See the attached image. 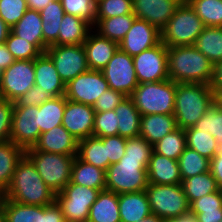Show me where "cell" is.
Returning a JSON list of instances; mask_svg holds the SVG:
<instances>
[{
	"label": "cell",
	"mask_w": 222,
	"mask_h": 222,
	"mask_svg": "<svg viewBox=\"0 0 222 222\" xmlns=\"http://www.w3.org/2000/svg\"><path fill=\"white\" fill-rule=\"evenodd\" d=\"M145 192L148 197L151 213L162 219L175 218L190 211V204L181 184H151Z\"/></svg>",
	"instance_id": "8"
},
{
	"label": "cell",
	"mask_w": 222,
	"mask_h": 222,
	"mask_svg": "<svg viewBox=\"0 0 222 222\" xmlns=\"http://www.w3.org/2000/svg\"><path fill=\"white\" fill-rule=\"evenodd\" d=\"M133 13L132 0H96V19Z\"/></svg>",
	"instance_id": "45"
},
{
	"label": "cell",
	"mask_w": 222,
	"mask_h": 222,
	"mask_svg": "<svg viewBox=\"0 0 222 222\" xmlns=\"http://www.w3.org/2000/svg\"><path fill=\"white\" fill-rule=\"evenodd\" d=\"M5 44L15 60H34L42 54L34 44L16 36L11 30Z\"/></svg>",
	"instance_id": "43"
},
{
	"label": "cell",
	"mask_w": 222,
	"mask_h": 222,
	"mask_svg": "<svg viewBox=\"0 0 222 222\" xmlns=\"http://www.w3.org/2000/svg\"><path fill=\"white\" fill-rule=\"evenodd\" d=\"M193 46L214 65L222 61V27L206 26Z\"/></svg>",
	"instance_id": "34"
},
{
	"label": "cell",
	"mask_w": 222,
	"mask_h": 222,
	"mask_svg": "<svg viewBox=\"0 0 222 222\" xmlns=\"http://www.w3.org/2000/svg\"><path fill=\"white\" fill-rule=\"evenodd\" d=\"M101 139L103 140L104 147H106L109 166L118 163L125 154L127 138L113 135L102 137Z\"/></svg>",
	"instance_id": "50"
},
{
	"label": "cell",
	"mask_w": 222,
	"mask_h": 222,
	"mask_svg": "<svg viewBox=\"0 0 222 222\" xmlns=\"http://www.w3.org/2000/svg\"><path fill=\"white\" fill-rule=\"evenodd\" d=\"M177 83L171 79L141 83L130 98L142 116L150 114H173Z\"/></svg>",
	"instance_id": "5"
},
{
	"label": "cell",
	"mask_w": 222,
	"mask_h": 222,
	"mask_svg": "<svg viewBox=\"0 0 222 222\" xmlns=\"http://www.w3.org/2000/svg\"><path fill=\"white\" fill-rule=\"evenodd\" d=\"M5 222H66V220L56 201L46 206H37L6 199Z\"/></svg>",
	"instance_id": "16"
},
{
	"label": "cell",
	"mask_w": 222,
	"mask_h": 222,
	"mask_svg": "<svg viewBox=\"0 0 222 222\" xmlns=\"http://www.w3.org/2000/svg\"><path fill=\"white\" fill-rule=\"evenodd\" d=\"M181 185L189 204L194 200L218 191V185L211 171L182 180Z\"/></svg>",
	"instance_id": "37"
},
{
	"label": "cell",
	"mask_w": 222,
	"mask_h": 222,
	"mask_svg": "<svg viewBox=\"0 0 222 222\" xmlns=\"http://www.w3.org/2000/svg\"><path fill=\"white\" fill-rule=\"evenodd\" d=\"M50 98H52V96L48 92L43 88L34 85L14 102V106H40Z\"/></svg>",
	"instance_id": "53"
},
{
	"label": "cell",
	"mask_w": 222,
	"mask_h": 222,
	"mask_svg": "<svg viewBox=\"0 0 222 222\" xmlns=\"http://www.w3.org/2000/svg\"><path fill=\"white\" fill-rule=\"evenodd\" d=\"M169 79L176 83L211 85L214 64L193 45L167 47Z\"/></svg>",
	"instance_id": "2"
},
{
	"label": "cell",
	"mask_w": 222,
	"mask_h": 222,
	"mask_svg": "<svg viewBox=\"0 0 222 222\" xmlns=\"http://www.w3.org/2000/svg\"><path fill=\"white\" fill-rule=\"evenodd\" d=\"M117 115L118 135L125 138L140 134L141 114L130 97H126L114 110Z\"/></svg>",
	"instance_id": "31"
},
{
	"label": "cell",
	"mask_w": 222,
	"mask_h": 222,
	"mask_svg": "<svg viewBox=\"0 0 222 222\" xmlns=\"http://www.w3.org/2000/svg\"><path fill=\"white\" fill-rule=\"evenodd\" d=\"M64 12L82 18L93 28L96 24V0H60Z\"/></svg>",
	"instance_id": "44"
},
{
	"label": "cell",
	"mask_w": 222,
	"mask_h": 222,
	"mask_svg": "<svg viewBox=\"0 0 222 222\" xmlns=\"http://www.w3.org/2000/svg\"><path fill=\"white\" fill-rule=\"evenodd\" d=\"M28 10L26 0H0V18L11 28Z\"/></svg>",
	"instance_id": "47"
},
{
	"label": "cell",
	"mask_w": 222,
	"mask_h": 222,
	"mask_svg": "<svg viewBox=\"0 0 222 222\" xmlns=\"http://www.w3.org/2000/svg\"><path fill=\"white\" fill-rule=\"evenodd\" d=\"M14 103L0 97V142L10 141Z\"/></svg>",
	"instance_id": "52"
},
{
	"label": "cell",
	"mask_w": 222,
	"mask_h": 222,
	"mask_svg": "<svg viewBox=\"0 0 222 222\" xmlns=\"http://www.w3.org/2000/svg\"><path fill=\"white\" fill-rule=\"evenodd\" d=\"M178 164L182 180L210 171V160L188 147L178 158Z\"/></svg>",
	"instance_id": "38"
},
{
	"label": "cell",
	"mask_w": 222,
	"mask_h": 222,
	"mask_svg": "<svg viewBox=\"0 0 222 222\" xmlns=\"http://www.w3.org/2000/svg\"><path fill=\"white\" fill-rule=\"evenodd\" d=\"M118 135L117 115L114 110L95 113L93 136L102 138Z\"/></svg>",
	"instance_id": "46"
},
{
	"label": "cell",
	"mask_w": 222,
	"mask_h": 222,
	"mask_svg": "<svg viewBox=\"0 0 222 222\" xmlns=\"http://www.w3.org/2000/svg\"><path fill=\"white\" fill-rule=\"evenodd\" d=\"M196 217L198 222H220L222 220V209H218V211L202 212Z\"/></svg>",
	"instance_id": "56"
},
{
	"label": "cell",
	"mask_w": 222,
	"mask_h": 222,
	"mask_svg": "<svg viewBox=\"0 0 222 222\" xmlns=\"http://www.w3.org/2000/svg\"><path fill=\"white\" fill-rule=\"evenodd\" d=\"M211 87H222V61L214 65V75Z\"/></svg>",
	"instance_id": "57"
},
{
	"label": "cell",
	"mask_w": 222,
	"mask_h": 222,
	"mask_svg": "<svg viewBox=\"0 0 222 222\" xmlns=\"http://www.w3.org/2000/svg\"><path fill=\"white\" fill-rule=\"evenodd\" d=\"M34 85V60H15L3 71L0 97L14 103Z\"/></svg>",
	"instance_id": "13"
},
{
	"label": "cell",
	"mask_w": 222,
	"mask_h": 222,
	"mask_svg": "<svg viewBox=\"0 0 222 222\" xmlns=\"http://www.w3.org/2000/svg\"><path fill=\"white\" fill-rule=\"evenodd\" d=\"M83 47L86 52L89 69L98 71H101L107 65L119 48L117 42L102 37L93 30L89 32Z\"/></svg>",
	"instance_id": "21"
},
{
	"label": "cell",
	"mask_w": 222,
	"mask_h": 222,
	"mask_svg": "<svg viewBox=\"0 0 222 222\" xmlns=\"http://www.w3.org/2000/svg\"><path fill=\"white\" fill-rule=\"evenodd\" d=\"M66 100L64 95L52 97L39 106V129L41 134L62 125Z\"/></svg>",
	"instance_id": "36"
},
{
	"label": "cell",
	"mask_w": 222,
	"mask_h": 222,
	"mask_svg": "<svg viewBox=\"0 0 222 222\" xmlns=\"http://www.w3.org/2000/svg\"><path fill=\"white\" fill-rule=\"evenodd\" d=\"M161 42V31L145 20L135 18L118 47L131 57L148 50Z\"/></svg>",
	"instance_id": "17"
},
{
	"label": "cell",
	"mask_w": 222,
	"mask_h": 222,
	"mask_svg": "<svg viewBox=\"0 0 222 222\" xmlns=\"http://www.w3.org/2000/svg\"><path fill=\"white\" fill-rule=\"evenodd\" d=\"M118 204L121 222H138L151 213L145 190L118 195Z\"/></svg>",
	"instance_id": "25"
},
{
	"label": "cell",
	"mask_w": 222,
	"mask_h": 222,
	"mask_svg": "<svg viewBox=\"0 0 222 222\" xmlns=\"http://www.w3.org/2000/svg\"><path fill=\"white\" fill-rule=\"evenodd\" d=\"M184 0H132L133 14L156 26L160 31L166 26Z\"/></svg>",
	"instance_id": "19"
},
{
	"label": "cell",
	"mask_w": 222,
	"mask_h": 222,
	"mask_svg": "<svg viewBox=\"0 0 222 222\" xmlns=\"http://www.w3.org/2000/svg\"><path fill=\"white\" fill-rule=\"evenodd\" d=\"M109 89L102 71L88 70L65 85L66 99L94 106L101 94Z\"/></svg>",
	"instance_id": "15"
},
{
	"label": "cell",
	"mask_w": 222,
	"mask_h": 222,
	"mask_svg": "<svg viewBox=\"0 0 222 222\" xmlns=\"http://www.w3.org/2000/svg\"><path fill=\"white\" fill-rule=\"evenodd\" d=\"M40 12L42 19L43 53L51 45H58L60 23L64 17V9L60 0L49 1Z\"/></svg>",
	"instance_id": "26"
},
{
	"label": "cell",
	"mask_w": 222,
	"mask_h": 222,
	"mask_svg": "<svg viewBox=\"0 0 222 222\" xmlns=\"http://www.w3.org/2000/svg\"><path fill=\"white\" fill-rule=\"evenodd\" d=\"M163 222H198L196 215L191 211L184 213L183 215L175 218H165Z\"/></svg>",
	"instance_id": "58"
},
{
	"label": "cell",
	"mask_w": 222,
	"mask_h": 222,
	"mask_svg": "<svg viewBox=\"0 0 222 222\" xmlns=\"http://www.w3.org/2000/svg\"><path fill=\"white\" fill-rule=\"evenodd\" d=\"M135 15L127 14L104 19H96L93 28L102 37L119 43L131 28Z\"/></svg>",
	"instance_id": "35"
},
{
	"label": "cell",
	"mask_w": 222,
	"mask_h": 222,
	"mask_svg": "<svg viewBox=\"0 0 222 222\" xmlns=\"http://www.w3.org/2000/svg\"><path fill=\"white\" fill-rule=\"evenodd\" d=\"M186 146L211 160L217 153L216 139L205 131H197L194 127L185 129Z\"/></svg>",
	"instance_id": "40"
},
{
	"label": "cell",
	"mask_w": 222,
	"mask_h": 222,
	"mask_svg": "<svg viewBox=\"0 0 222 222\" xmlns=\"http://www.w3.org/2000/svg\"><path fill=\"white\" fill-rule=\"evenodd\" d=\"M6 218V198L0 194V222H5Z\"/></svg>",
	"instance_id": "62"
},
{
	"label": "cell",
	"mask_w": 222,
	"mask_h": 222,
	"mask_svg": "<svg viewBox=\"0 0 222 222\" xmlns=\"http://www.w3.org/2000/svg\"><path fill=\"white\" fill-rule=\"evenodd\" d=\"M2 76H3V70L0 67V86H1V83H2Z\"/></svg>",
	"instance_id": "64"
},
{
	"label": "cell",
	"mask_w": 222,
	"mask_h": 222,
	"mask_svg": "<svg viewBox=\"0 0 222 222\" xmlns=\"http://www.w3.org/2000/svg\"><path fill=\"white\" fill-rule=\"evenodd\" d=\"M70 182L89 188L106 189V171L88 164L75 156Z\"/></svg>",
	"instance_id": "29"
},
{
	"label": "cell",
	"mask_w": 222,
	"mask_h": 222,
	"mask_svg": "<svg viewBox=\"0 0 222 222\" xmlns=\"http://www.w3.org/2000/svg\"><path fill=\"white\" fill-rule=\"evenodd\" d=\"M212 105L211 85L177 83L173 115L178 128L194 127Z\"/></svg>",
	"instance_id": "3"
},
{
	"label": "cell",
	"mask_w": 222,
	"mask_h": 222,
	"mask_svg": "<svg viewBox=\"0 0 222 222\" xmlns=\"http://www.w3.org/2000/svg\"><path fill=\"white\" fill-rule=\"evenodd\" d=\"M34 68L35 85L43 88L52 97L65 94V84L61 80L54 62L46 52L34 59Z\"/></svg>",
	"instance_id": "22"
},
{
	"label": "cell",
	"mask_w": 222,
	"mask_h": 222,
	"mask_svg": "<svg viewBox=\"0 0 222 222\" xmlns=\"http://www.w3.org/2000/svg\"><path fill=\"white\" fill-rule=\"evenodd\" d=\"M109 88L121 92L127 97L138 86L133 58L119 48L101 70Z\"/></svg>",
	"instance_id": "12"
},
{
	"label": "cell",
	"mask_w": 222,
	"mask_h": 222,
	"mask_svg": "<svg viewBox=\"0 0 222 222\" xmlns=\"http://www.w3.org/2000/svg\"><path fill=\"white\" fill-rule=\"evenodd\" d=\"M148 183L163 185L181 184L182 179L179 171L178 161L167 158L152 151L147 166Z\"/></svg>",
	"instance_id": "23"
},
{
	"label": "cell",
	"mask_w": 222,
	"mask_h": 222,
	"mask_svg": "<svg viewBox=\"0 0 222 222\" xmlns=\"http://www.w3.org/2000/svg\"><path fill=\"white\" fill-rule=\"evenodd\" d=\"M95 110L93 106L66 100L63 127L77 140L93 136Z\"/></svg>",
	"instance_id": "18"
},
{
	"label": "cell",
	"mask_w": 222,
	"mask_h": 222,
	"mask_svg": "<svg viewBox=\"0 0 222 222\" xmlns=\"http://www.w3.org/2000/svg\"><path fill=\"white\" fill-rule=\"evenodd\" d=\"M45 184L59 193L70 182L72 164L77 155H62L43 151H25Z\"/></svg>",
	"instance_id": "7"
},
{
	"label": "cell",
	"mask_w": 222,
	"mask_h": 222,
	"mask_svg": "<svg viewBox=\"0 0 222 222\" xmlns=\"http://www.w3.org/2000/svg\"><path fill=\"white\" fill-rule=\"evenodd\" d=\"M40 134L39 106H13L10 141L26 151L37 144Z\"/></svg>",
	"instance_id": "11"
},
{
	"label": "cell",
	"mask_w": 222,
	"mask_h": 222,
	"mask_svg": "<svg viewBox=\"0 0 222 222\" xmlns=\"http://www.w3.org/2000/svg\"><path fill=\"white\" fill-rule=\"evenodd\" d=\"M2 195L26 205L46 206L55 201V193L45 184L26 155L18 162L11 182Z\"/></svg>",
	"instance_id": "1"
},
{
	"label": "cell",
	"mask_w": 222,
	"mask_h": 222,
	"mask_svg": "<svg viewBox=\"0 0 222 222\" xmlns=\"http://www.w3.org/2000/svg\"><path fill=\"white\" fill-rule=\"evenodd\" d=\"M100 191L69 182L55 194V201L63 211L66 222H87L90 208Z\"/></svg>",
	"instance_id": "9"
},
{
	"label": "cell",
	"mask_w": 222,
	"mask_h": 222,
	"mask_svg": "<svg viewBox=\"0 0 222 222\" xmlns=\"http://www.w3.org/2000/svg\"><path fill=\"white\" fill-rule=\"evenodd\" d=\"M25 151L12 141L0 142V194L8 188L16 166Z\"/></svg>",
	"instance_id": "32"
},
{
	"label": "cell",
	"mask_w": 222,
	"mask_h": 222,
	"mask_svg": "<svg viewBox=\"0 0 222 222\" xmlns=\"http://www.w3.org/2000/svg\"><path fill=\"white\" fill-rule=\"evenodd\" d=\"M150 159H133L123 156L106 171V189L120 195L144 191L147 188V166Z\"/></svg>",
	"instance_id": "4"
},
{
	"label": "cell",
	"mask_w": 222,
	"mask_h": 222,
	"mask_svg": "<svg viewBox=\"0 0 222 222\" xmlns=\"http://www.w3.org/2000/svg\"><path fill=\"white\" fill-rule=\"evenodd\" d=\"M213 105L222 110V87H211Z\"/></svg>",
	"instance_id": "60"
},
{
	"label": "cell",
	"mask_w": 222,
	"mask_h": 222,
	"mask_svg": "<svg viewBox=\"0 0 222 222\" xmlns=\"http://www.w3.org/2000/svg\"><path fill=\"white\" fill-rule=\"evenodd\" d=\"M127 96L121 92L108 89L100 95L93 108L96 113L115 110L117 106L124 101Z\"/></svg>",
	"instance_id": "51"
},
{
	"label": "cell",
	"mask_w": 222,
	"mask_h": 222,
	"mask_svg": "<svg viewBox=\"0 0 222 222\" xmlns=\"http://www.w3.org/2000/svg\"><path fill=\"white\" fill-rule=\"evenodd\" d=\"M210 171L216 180L218 188L222 190V152L216 153L210 160Z\"/></svg>",
	"instance_id": "54"
},
{
	"label": "cell",
	"mask_w": 222,
	"mask_h": 222,
	"mask_svg": "<svg viewBox=\"0 0 222 222\" xmlns=\"http://www.w3.org/2000/svg\"><path fill=\"white\" fill-rule=\"evenodd\" d=\"M87 222H121L118 194L101 190L90 208Z\"/></svg>",
	"instance_id": "27"
},
{
	"label": "cell",
	"mask_w": 222,
	"mask_h": 222,
	"mask_svg": "<svg viewBox=\"0 0 222 222\" xmlns=\"http://www.w3.org/2000/svg\"><path fill=\"white\" fill-rule=\"evenodd\" d=\"M205 26L222 27V0H186Z\"/></svg>",
	"instance_id": "41"
},
{
	"label": "cell",
	"mask_w": 222,
	"mask_h": 222,
	"mask_svg": "<svg viewBox=\"0 0 222 222\" xmlns=\"http://www.w3.org/2000/svg\"><path fill=\"white\" fill-rule=\"evenodd\" d=\"M177 128L173 114L144 115L141 116L139 136L145 138L153 146Z\"/></svg>",
	"instance_id": "24"
},
{
	"label": "cell",
	"mask_w": 222,
	"mask_h": 222,
	"mask_svg": "<svg viewBox=\"0 0 222 222\" xmlns=\"http://www.w3.org/2000/svg\"><path fill=\"white\" fill-rule=\"evenodd\" d=\"M197 131L210 133L217 142V153L222 152V110L212 105L194 125Z\"/></svg>",
	"instance_id": "42"
},
{
	"label": "cell",
	"mask_w": 222,
	"mask_h": 222,
	"mask_svg": "<svg viewBox=\"0 0 222 222\" xmlns=\"http://www.w3.org/2000/svg\"><path fill=\"white\" fill-rule=\"evenodd\" d=\"M45 52L54 62L65 85L89 70L83 45H51Z\"/></svg>",
	"instance_id": "10"
},
{
	"label": "cell",
	"mask_w": 222,
	"mask_h": 222,
	"mask_svg": "<svg viewBox=\"0 0 222 222\" xmlns=\"http://www.w3.org/2000/svg\"><path fill=\"white\" fill-rule=\"evenodd\" d=\"M153 146L141 136L127 138L125 158L150 159Z\"/></svg>",
	"instance_id": "49"
},
{
	"label": "cell",
	"mask_w": 222,
	"mask_h": 222,
	"mask_svg": "<svg viewBox=\"0 0 222 222\" xmlns=\"http://www.w3.org/2000/svg\"><path fill=\"white\" fill-rule=\"evenodd\" d=\"M205 27L194 9L184 0L161 30V41L167 47L191 46Z\"/></svg>",
	"instance_id": "6"
},
{
	"label": "cell",
	"mask_w": 222,
	"mask_h": 222,
	"mask_svg": "<svg viewBox=\"0 0 222 222\" xmlns=\"http://www.w3.org/2000/svg\"><path fill=\"white\" fill-rule=\"evenodd\" d=\"M218 209H222V190L220 189L204 195L190 204V211L196 216L202 212L218 211Z\"/></svg>",
	"instance_id": "48"
},
{
	"label": "cell",
	"mask_w": 222,
	"mask_h": 222,
	"mask_svg": "<svg viewBox=\"0 0 222 222\" xmlns=\"http://www.w3.org/2000/svg\"><path fill=\"white\" fill-rule=\"evenodd\" d=\"M10 30L16 36L34 44L43 53L42 19L39 11L28 9Z\"/></svg>",
	"instance_id": "30"
},
{
	"label": "cell",
	"mask_w": 222,
	"mask_h": 222,
	"mask_svg": "<svg viewBox=\"0 0 222 222\" xmlns=\"http://www.w3.org/2000/svg\"><path fill=\"white\" fill-rule=\"evenodd\" d=\"M15 62V59L11 52L7 49L5 43L0 44V67L4 71L6 70L11 64Z\"/></svg>",
	"instance_id": "55"
},
{
	"label": "cell",
	"mask_w": 222,
	"mask_h": 222,
	"mask_svg": "<svg viewBox=\"0 0 222 222\" xmlns=\"http://www.w3.org/2000/svg\"><path fill=\"white\" fill-rule=\"evenodd\" d=\"M185 130L175 129L153 145V151L167 158L178 161V158L186 148Z\"/></svg>",
	"instance_id": "39"
},
{
	"label": "cell",
	"mask_w": 222,
	"mask_h": 222,
	"mask_svg": "<svg viewBox=\"0 0 222 222\" xmlns=\"http://www.w3.org/2000/svg\"><path fill=\"white\" fill-rule=\"evenodd\" d=\"M77 157L84 162L94 165L104 171L109 167L106 147L98 137H87L78 141Z\"/></svg>",
	"instance_id": "33"
},
{
	"label": "cell",
	"mask_w": 222,
	"mask_h": 222,
	"mask_svg": "<svg viewBox=\"0 0 222 222\" xmlns=\"http://www.w3.org/2000/svg\"><path fill=\"white\" fill-rule=\"evenodd\" d=\"M132 58L139 84L169 79L167 46L162 41Z\"/></svg>",
	"instance_id": "14"
},
{
	"label": "cell",
	"mask_w": 222,
	"mask_h": 222,
	"mask_svg": "<svg viewBox=\"0 0 222 222\" xmlns=\"http://www.w3.org/2000/svg\"><path fill=\"white\" fill-rule=\"evenodd\" d=\"M49 1L55 0H26L28 9L35 11H41L42 9H44Z\"/></svg>",
	"instance_id": "59"
},
{
	"label": "cell",
	"mask_w": 222,
	"mask_h": 222,
	"mask_svg": "<svg viewBox=\"0 0 222 222\" xmlns=\"http://www.w3.org/2000/svg\"><path fill=\"white\" fill-rule=\"evenodd\" d=\"M10 32V27L0 18V44L5 43Z\"/></svg>",
	"instance_id": "61"
},
{
	"label": "cell",
	"mask_w": 222,
	"mask_h": 222,
	"mask_svg": "<svg viewBox=\"0 0 222 222\" xmlns=\"http://www.w3.org/2000/svg\"><path fill=\"white\" fill-rule=\"evenodd\" d=\"M78 141L59 125L40 134L37 144L26 151H43L62 155H77Z\"/></svg>",
	"instance_id": "20"
},
{
	"label": "cell",
	"mask_w": 222,
	"mask_h": 222,
	"mask_svg": "<svg viewBox=\"0 0 222 222\" xmlns=\"http://www.w3.org/2000/svg\"><path fill=\"white\" fill-rule=\"evenodd\" d=\"M138 222H163V219L154 213H150L144 219L139 220Z\"/></svg>",
	"instance_id": "63"
},
{
	"label": "cell",
	"mask_w": 222,
	"mask_h": 222,
	"mask_svg": "<svg viewBox=\"0 0 222 222\" xmlns=\"http://www.w3.org/2000/svg\"><path fill=\"white\" fill-rule=\"evenodd\" d=\"M92 29L86 20L65 13L60 23L58 45H83Z\"/></svg>",
	"instance_id": "28"
}]
</instances>
